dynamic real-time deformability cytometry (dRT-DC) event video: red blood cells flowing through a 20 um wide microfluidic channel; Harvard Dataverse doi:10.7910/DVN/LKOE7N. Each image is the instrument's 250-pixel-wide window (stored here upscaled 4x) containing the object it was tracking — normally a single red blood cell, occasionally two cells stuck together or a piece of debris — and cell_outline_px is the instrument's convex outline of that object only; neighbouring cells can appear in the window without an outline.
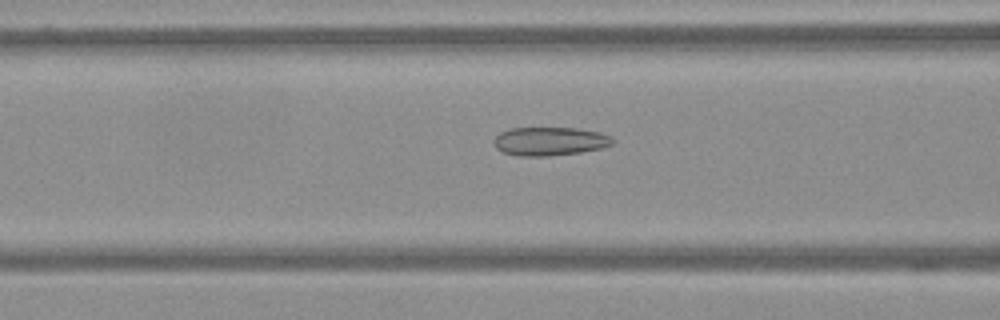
{"species": "Egyptian fruit bat (a non-hibernating species)", "species_latin": "Rousettus aegyptiacus", "temperature_condition": "warm", "stored_images_in_passage": 64, "camera_frame_rate_fps": 3000, "um_per_image_px": 0.085, "frame": {"image": 1, "passage_image": 26, "time_ms": 8.333, "image_size_px": [1000, 320], "cell_outline_px": [[616, 140], [612, 144], [600, 148], [580, 152], [548, 156], [520, 156], [504, 152], [496, 148], [492, 140], [500, 132], [508, 128], [576, 128], [600, 132], [612, 136]], "centroid_in_image_um": [46.73, 12.0], "position_along_channel_um": 119.9, "area_um2": 19.83}}
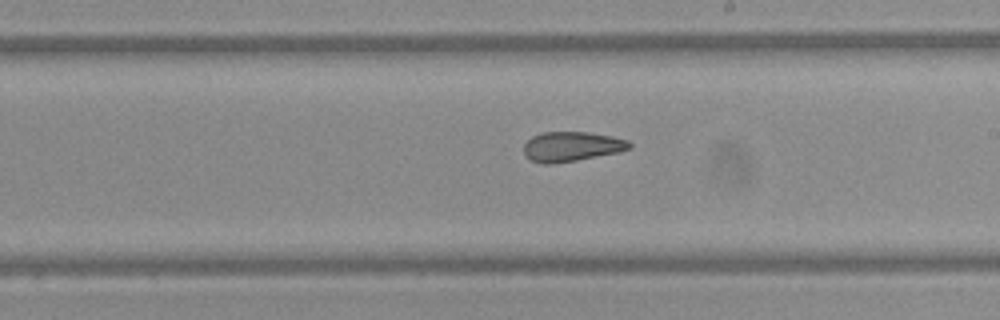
{"frame": {"image": 2, "passage_image": 37, "time_ms": 12.0, "image_size_px": [1000, 320], "cell_outline_px": [[632, 148], [620, 152], [576, 160], [552, 164], [544, 164], [532, 160], [524, 152], [524, 144], [532, 136], [540, 132], [588, 132], [612, 136], [628, 140], [632, 144]], "centroid_in_image_um": [48.62, 12.44], "position_along_channel_um": 240.4, "area_um2": 18.32}}
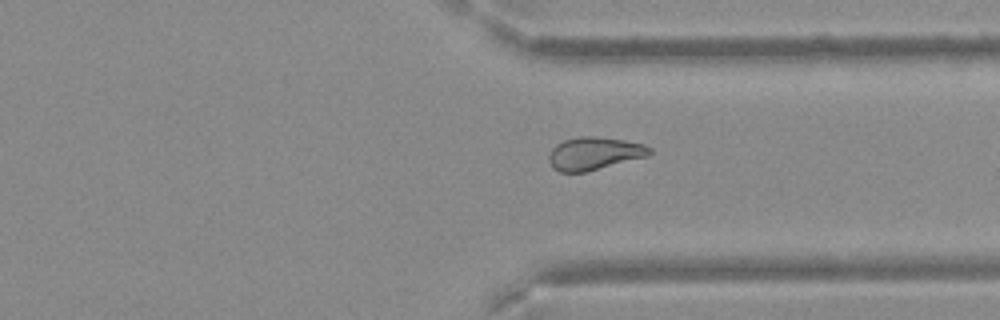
{"frame": {"image": 3, "passage_image": 48, "time_ms": 15.667, "image_size_px": [1000, 320], "cell_outline_px": [[652, 152], [648, 156], [584, 172], [560, 172], [552, 168], [548, 160], [548, 156], [552, 148], [556, 144], [564, 140], [580, 136], [592, 136], [624, 140], [644, 144], [652, 148]], "centroid_in_image_um": [50.49, 13.04], "position_along_channel_um": 360.9, "area_um2": 19.25}}